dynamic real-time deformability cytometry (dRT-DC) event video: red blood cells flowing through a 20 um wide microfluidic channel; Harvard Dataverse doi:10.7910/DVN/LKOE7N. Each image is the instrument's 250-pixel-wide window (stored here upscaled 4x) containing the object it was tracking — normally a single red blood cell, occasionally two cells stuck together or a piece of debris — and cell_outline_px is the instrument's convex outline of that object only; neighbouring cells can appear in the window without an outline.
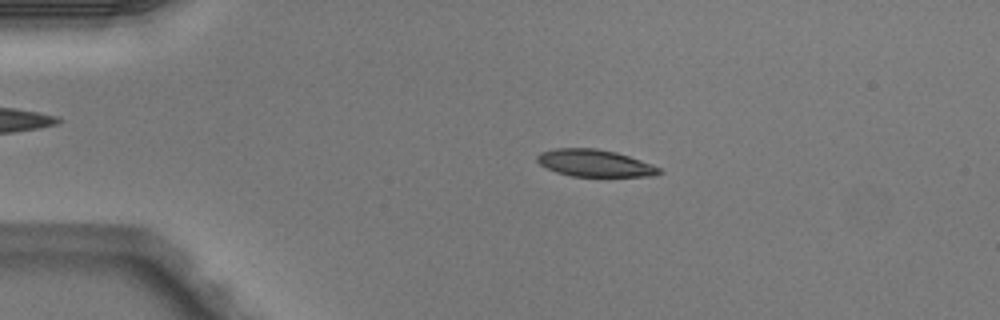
{"species": "Egyptian fruit bat (a non-hibernating species)", "species_latin": "Rousettus aegyptiacus", "temperature_condition": "warm", "stored_images_in_passage": 4, "camera_frame_rate_fps": 3000, "um_per_image_px": 0.085, "animal": {"sex": "male"}, "frame": {"image": 1, "passage_image": 3, "time_ms": 0.667, "image_size_px": [1000, 320], "cell_outline_px": [[664, 172], [656, 176], [572, 176], [556, 172], [540, 164], [536, 160], [536, 156], [540, 152], [556, 148], [596, 148], [616, 152], [652, 164], [660, 168]], "centroid_in_image_um": [50.56, 13.86], "position_along_channel_um": 34.4, "area_um2": 19.25}}